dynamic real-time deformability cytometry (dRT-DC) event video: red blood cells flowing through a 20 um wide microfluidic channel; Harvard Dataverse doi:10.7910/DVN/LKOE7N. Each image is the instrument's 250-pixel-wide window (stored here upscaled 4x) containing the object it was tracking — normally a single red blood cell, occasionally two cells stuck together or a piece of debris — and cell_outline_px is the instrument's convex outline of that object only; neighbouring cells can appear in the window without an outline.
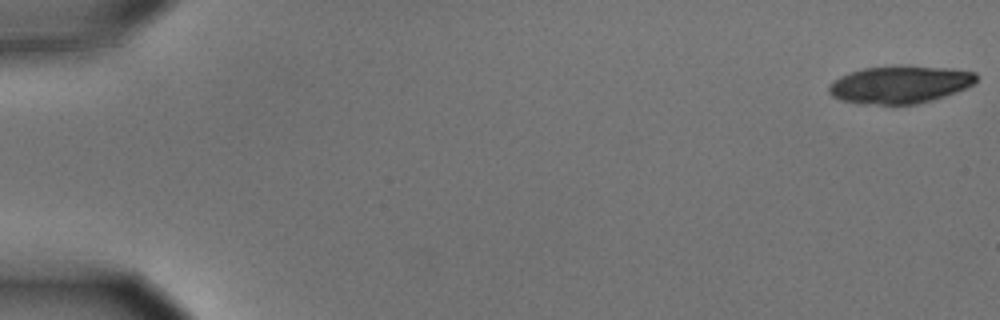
{"species": "common noctule bat (a hibernating species)", "species_latin": "Nyctalus noctula", "temperature_condition": "cold", "stored_images_in_passage": 6, "camera_frame_rate_fps": 3000, "um_per_image_px": 0.085, "animal": {"sex": "male", "body_mass_g": 15.6}, "frame": {"image": 1, "passage_image": 1, "time_ms": 0.0, "image_size_px": [1000, 320], "cell_outline_px": [[976, 80], [972, 84], [964, 88], [944, 96], [932, 100], [916, 104], [876, 104], [840, 100], [832, 96], [828, 92], [828, 84], [832, 80], [840, 76], [864, 68], [896, 64], [908, 64], [948, 68], [976, 72]], "centroid_in_image_um": [76.46, 7.15], "position_along_channel_um": 8.5, "area_um2": 32.48}}